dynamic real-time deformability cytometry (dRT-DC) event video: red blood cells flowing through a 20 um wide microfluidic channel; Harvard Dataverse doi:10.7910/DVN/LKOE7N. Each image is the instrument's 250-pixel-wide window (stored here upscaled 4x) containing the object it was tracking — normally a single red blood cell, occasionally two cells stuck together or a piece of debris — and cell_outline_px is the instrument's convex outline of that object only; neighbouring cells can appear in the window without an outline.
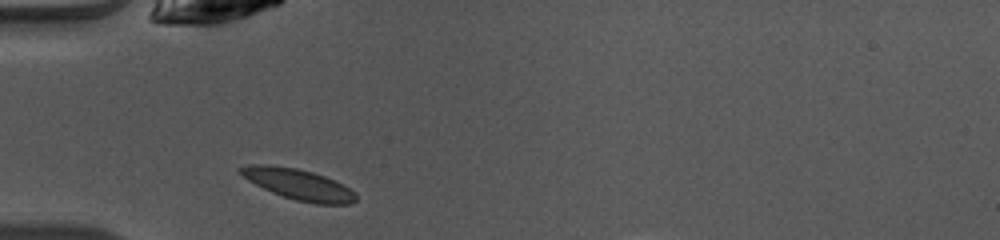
{"species": "common noctule bat (a hibernating species)", "species_latin": "Nyctalus noctula", "temperature_condition": "warm", "stored_images_in_passage": 30, "camera_frame_rate_fps": 3000, "um_per_image_px": 0.085, "animal": {"sex": "female", "body_mass_g": 10.0, "forearm_length_mm": 53.1}, "frame": {"image": 1, "passage_image": 1, "time_ms": 0.0, "image_size_px": [1000, 240], "cell_outline_px": [[356, 200], [352, 204], [316, 204], [296, 200], [272, 192], [248, 180], [236, 172], [236, 168], [252, 164], [268, 164], [296, 168], [312, 172], [324, 176], [356, 192]], "centroid_in_image_um": [25.32, 15.66], "position_along_channel_um": 59.7, "area_um2": 20.58}}
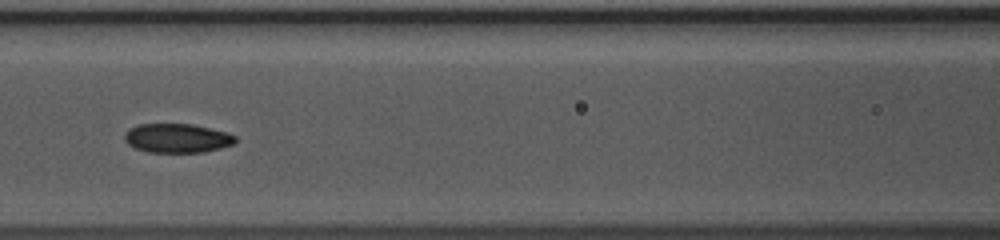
{"frame": {"image": 2, "passage_image": 8, "time_ms": 2.333, "image_size_px": [1000, 240], "cell_outline_px": [[236, 140], [232, 144], [220, 148], [200, 152], [148, 152], [136, 148], [128, 144], [124, 140], [124, 136], [128, 128], [136, 124], [192, 124], [224, 132], [236, 136]], "centroid_in_image_um": [15.0, 11.74], "position_along_channel_um": 151.6, "area_um2": 18.61}}
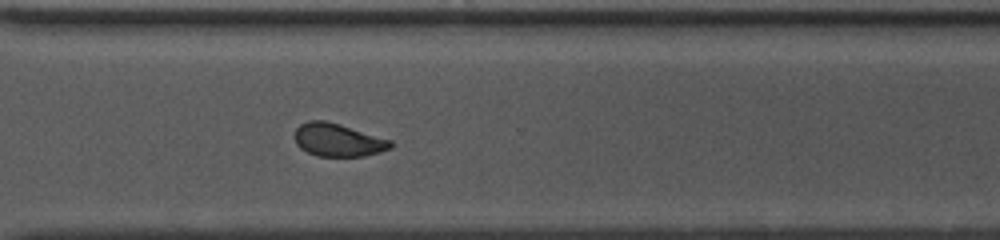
{"frame": {"image": 3, "passage_image": 22, "time_ms": 7.0, "image_size_px": [1000, 240], "cell_outline_px": [[392, 148], [380, 152], [364, 156], [320, 156], [308, 152], [300, 148], [296, 144], [296, 128], [300, 124], [308, 120], [324, 120], [340, 124], [392, 140]], "centroid_in_image_um": [28.75, 11.89], "position_along_channel_um": 341.9, "area_um2": 18.38}}